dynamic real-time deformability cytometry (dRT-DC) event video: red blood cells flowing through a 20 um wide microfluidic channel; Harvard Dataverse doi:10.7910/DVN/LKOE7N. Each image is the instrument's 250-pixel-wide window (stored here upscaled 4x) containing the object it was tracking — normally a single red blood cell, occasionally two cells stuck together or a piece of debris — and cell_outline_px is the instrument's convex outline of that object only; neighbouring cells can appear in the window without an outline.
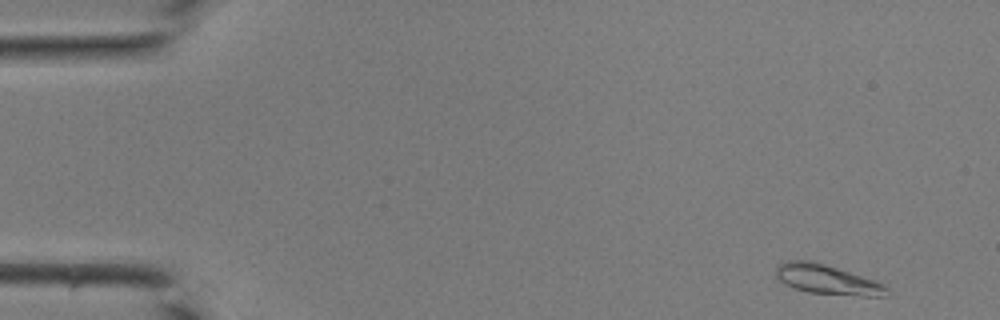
{"species": "common noctule bat (a hibernating species)", "species_latin": "Nyctalus noctula", "temperature_condition": "room temperature", "stored_images_in_passage": 40, "camera_frame_rate_fps": 3000, "um_per_image_px": 0.085, "animal": {"sex": "male", "body_mass_g": 19.0, "forearm_length_mm": 50.8}, "frame": {"image": 1, "passage_image": 1, "time_ms": 0.0, "image_size_px": [1000, 320], "cell_outline_px": [[888, 296], [860, 296], [808, 292], [784, 284], [776, 276], [776, 264], [784, 260], [812, 260], [876, 280], [884, 284], [888, 288]], "centroid_in_image_um": [70.3, 23.75], "position_along_channel_um": 14.7, "area_um2": 19.31}}
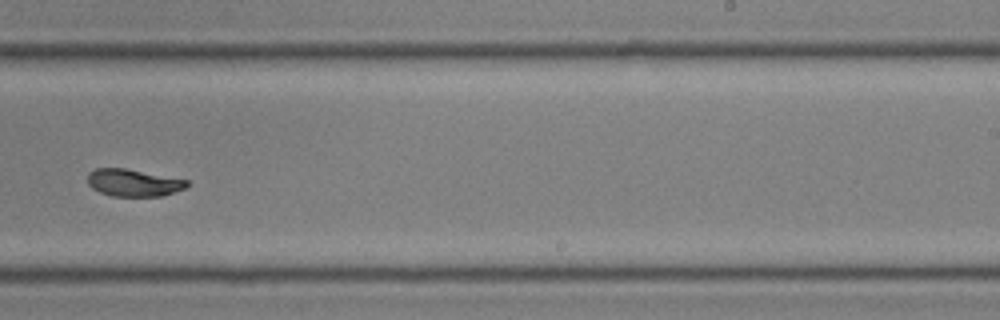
{"frame": {"image": 2, "passage_image": 25, "time_ms": 8.0, "image_size_px": [1000, 320], "cell_outline_px": [[188, 188], [160, 196], [112, 196], [100, 192], [92, 188], [88, 184], [88, 172], [96, 168], [124, 168], [188, 180]], "centroid_in_image_um": [11.34, 15.53], "position_along_channel_um": 277.7, "area_um2": 15.72}}
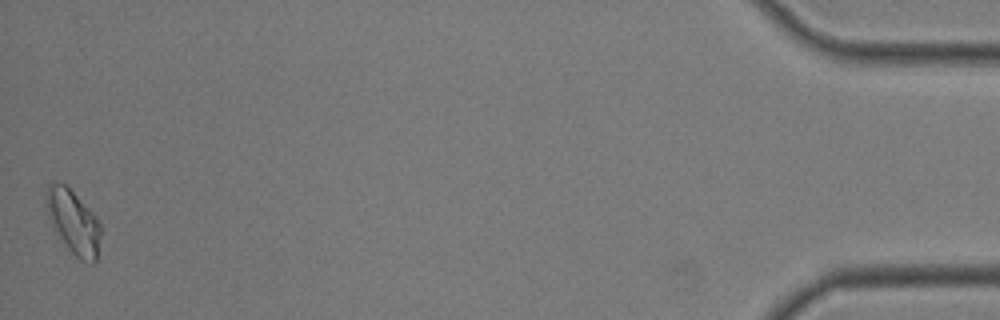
{"frame": {"image": 3, "passage_image": 40, "time_ms": 13.0, "image_size_px": [1000, 320], "cell_outline_px": [[104, 228], [96, 264], [92, 264], [80, 260], [68, 248], [52, 224], [48, 216], [44, 200], [44, 192], [48, 184], [64, 184], [100, 220]], "centroid_in_image_um": [6.3, 18.91], "position_along_channel_um": 428.9, "area_um2": 20.52}}